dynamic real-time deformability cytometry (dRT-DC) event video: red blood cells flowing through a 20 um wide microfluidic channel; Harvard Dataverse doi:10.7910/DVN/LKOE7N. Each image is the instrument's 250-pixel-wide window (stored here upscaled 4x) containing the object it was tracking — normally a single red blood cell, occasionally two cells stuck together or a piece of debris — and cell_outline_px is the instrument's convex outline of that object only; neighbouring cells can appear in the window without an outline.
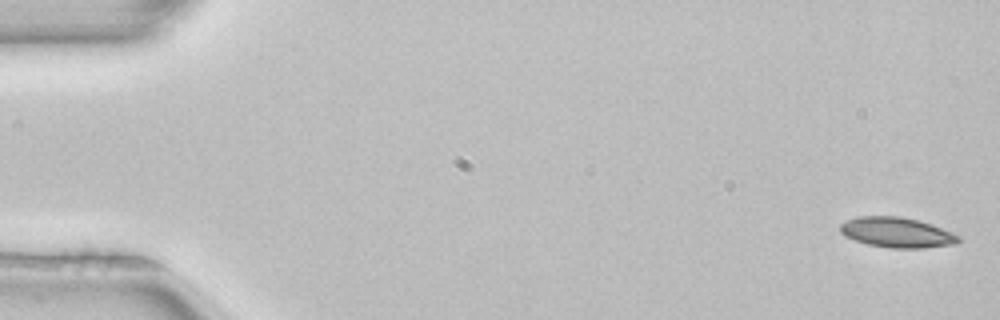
{"species": "common noctule bat (a hibernating species)", "species_latin": "Nyctalus noctula", "temperature_condition": "room temperature", "stored_images_in_passage": 3, "camera_frame_rate_fps": 3000, "um_per_image_px": 0.085, "animal": {"sex": "female", "body_mass_g": 22.7, "forearm_length_mm": 54.2}, "frame": {"image": 1, "passage_image": 1, "time_ms": 0.0, "image_size_px": [1000, 320], "cell_outline_px": [[964, 240], [956, 244], [924, 248], [892, 248], [868, 244], [844, 236], [840, 232], [840, 224], [856, 216], [900, 216], [920, 220], [932, 224], [952, 232], [960, 236]], "centroid_in_image_um": [76.28, 19.75], "position_along_channel_um": 8.7, "area_um2": 21.04}}
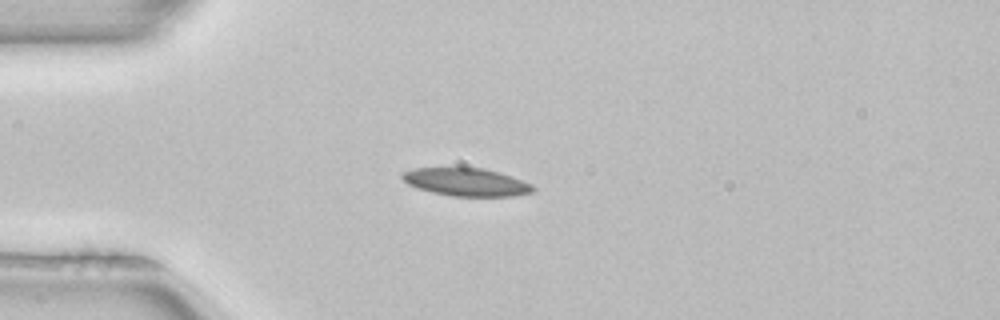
{"frame": {"image": 2, "passage_image": 3, "time_ms": 0.667, "image_size_px": [1000, 320], "cell_outline_px": [[536, 188], [532, 192], [512, 196], [452, 196], [432, 192], [416, 188], [408, 184], [400, 176], [400, 172], [416, 168], [484, 168], [500, 172], [512, 176], [532, 184]], "centroid_in_image_um": [39.63, 15.47], "position_along_channel_um": 45.4, "area_um2": 21.33}}